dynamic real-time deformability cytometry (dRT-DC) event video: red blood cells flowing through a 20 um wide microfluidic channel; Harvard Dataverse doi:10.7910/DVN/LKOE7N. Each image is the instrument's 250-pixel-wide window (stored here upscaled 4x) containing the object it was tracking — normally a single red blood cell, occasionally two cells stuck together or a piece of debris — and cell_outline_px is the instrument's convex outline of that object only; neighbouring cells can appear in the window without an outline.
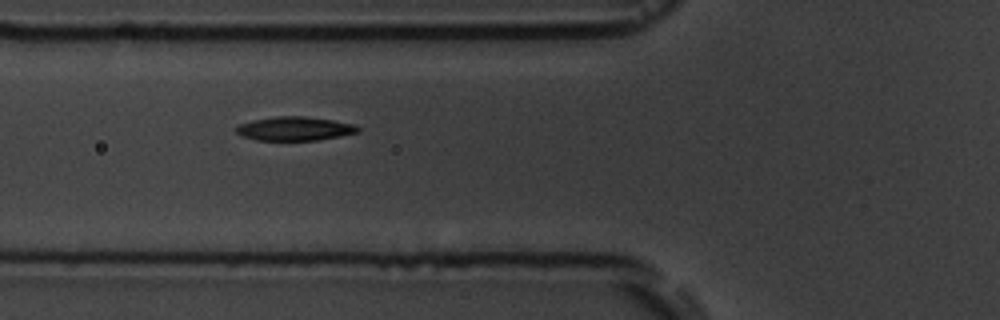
{"species": "common noctule bat (a hibernating species)", "species_latin": "Nyctalus noctula", "temperature_condition": "room temperature", "stored_images_in_passage": 6, "camera_frame_rate_fps": 3000, "um_per_image_px": 0.085, "animal": {"sex": "male", "body_mass_g": 19.5, "forearm_length_mm": 54.6}, "frame": {"image": 1, "passage_image": 3, "time_ms": 2.0, "image_size_px": [1000, 320], "cell_outline_px": [[360, 132], [340, 136], [316, 140], [256, 140], [240, 136], [236, 132], [236, 128], [240, 124], [252, 120], [276, 116], [304, 116], [332, 120], [352, 124], [360, 128]], "centroid_in_image_um": [25.03, 10.94], "position_along_channel_um": 100.8, "area_um2": 16.88}}
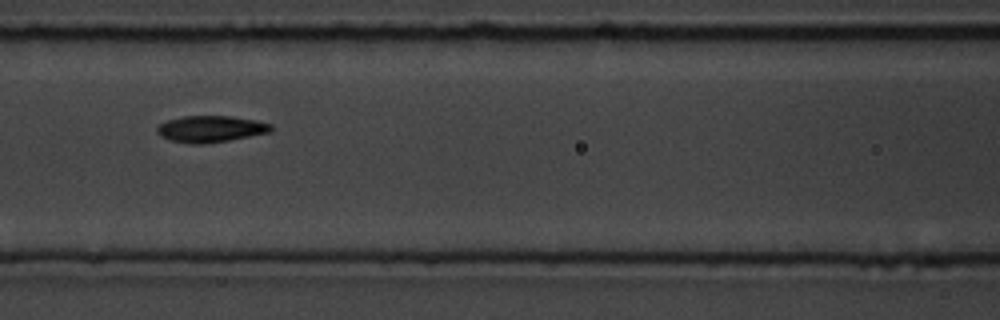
{"frame": {"image": 2, "passage_image": 4, "time_ms": 3.333, "image_size_px": [1000, 320], "cell_outline_px": [[272, 132], [228, 140], [204, 144], [192, 144], [168, 140], [160, 136], [156, 132], [156, 128], [160, 124], [168, 120], [184, 116], [232, 116], [256, 120], [272, 124]], "centroid_in_image_um": [17.9, 10.96], "position_along_channel_um": 148.7, "area_um2": 17.69}}
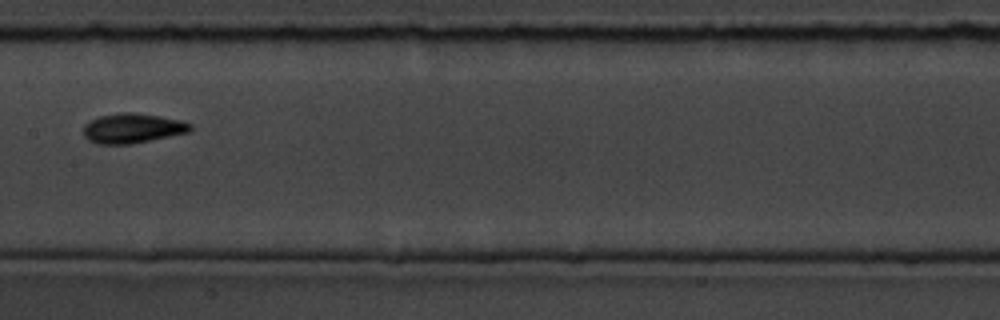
{"frame": {"image": 3, "passage_image": 5, "time_ms": 4.667, "image_size_px": [1000, 320], "cell_outline_px": [[192, 128], [188, 132], [128, 144], [96, 144], [88, 140], [84, 136], [84, 124], [100, 116], [124, 112], [132, 112], [160, 116], [180, 120], [192, 124]], "centroid_in_image_um": [11.24, 10.9], "position_along_channel_um": 196.2, "area_um2": 18.26}}